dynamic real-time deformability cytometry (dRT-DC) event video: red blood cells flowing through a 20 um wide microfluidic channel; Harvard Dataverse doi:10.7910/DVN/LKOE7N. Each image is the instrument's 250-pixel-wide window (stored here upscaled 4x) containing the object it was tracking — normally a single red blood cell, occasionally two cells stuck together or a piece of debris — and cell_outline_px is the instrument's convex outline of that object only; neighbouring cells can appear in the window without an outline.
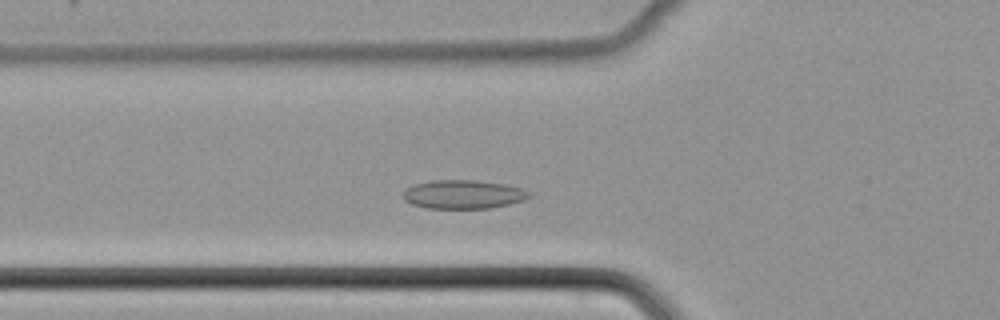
{"species": "common noctule bat (a hibernating species)", "species_latin": "Nyctalus noctula", "temperature_condition": "cold", "stored_images_in_passage": 43, "camera_frame_rate_fps": 3000, "um_per_image_px": 0.085, "animal": {"sex": "female", "body_mass_g": 22.7, "forearm_length_mm": 54.2}, "frame": {"image": 1, "passage_image": 10, "time_ms": 3.0, "image_size_px": [1000, 320], "cell_outline_px": [[536, 196], [524, 200], [508, 204], [488, 208], [428, 208], [412, 204], [404, 200], [404, 192], [412, 184], [432, 180], [476, 180], [504, 184], [524, 188], [532, 192]], "centroid_in_image_um": [39.45, 16.51], "position_along_channel_um": 86.3, "area_um2": 21.27}}
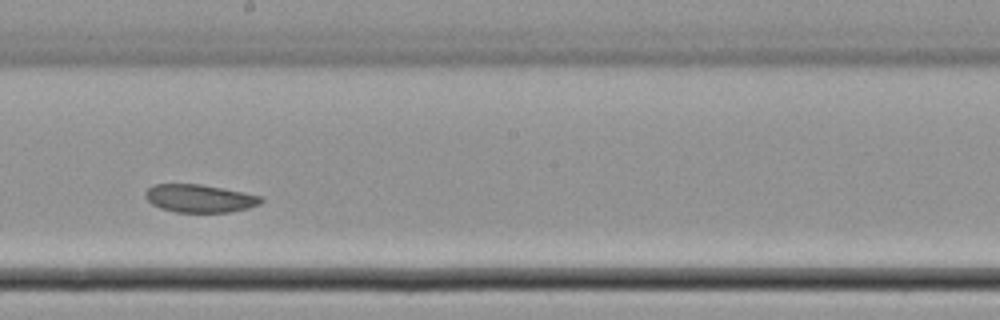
{"frame": {"image": 2, "passage_image": 21, "time_ms": 6.667, "image_size_px": [1000, 320], "cell_outline_px": [[264, 200], [260, 204], [248, 208], [228, 212], [176, 212], [160, 208], [152, 204], [144, 196], [144, 192], [148, 188], [156, 184], [200, 184], [244, 192], [260, 196]], "centroid_in_image_um": [16.96, 16.86], "position_along_channel_um": 231.2, "area_um2": 18.79}}
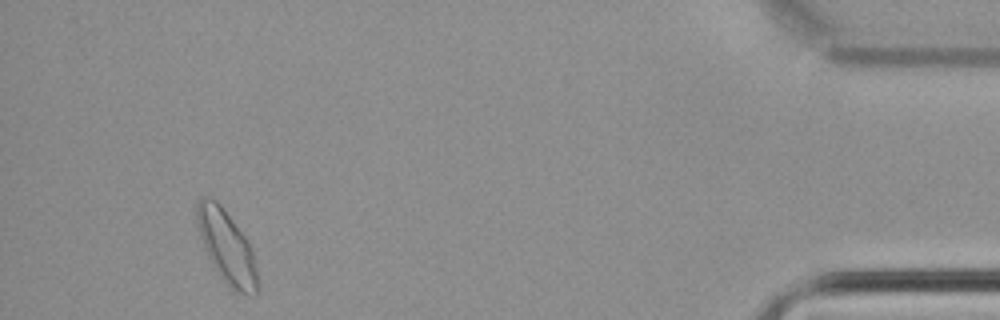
{"frame": {"image": 3, "passage_image": 40, "time_ms": 13.0, "image_size_px": [1000, 320], "cell_outline_px": [[256, 296], [248, 296], [232, 292], [220, 276], [212, 264], [208, 256], [200, 236], [196, 220], [196, 200], [200, 196], [208, 196], [216, 200], [220, 204], [244, 236], [252, 248], [256, 268]], "centroid_in_image_um": [19.24, 20.99], "position_along_channel_um": 416.0, "area_um2": 25.72}}